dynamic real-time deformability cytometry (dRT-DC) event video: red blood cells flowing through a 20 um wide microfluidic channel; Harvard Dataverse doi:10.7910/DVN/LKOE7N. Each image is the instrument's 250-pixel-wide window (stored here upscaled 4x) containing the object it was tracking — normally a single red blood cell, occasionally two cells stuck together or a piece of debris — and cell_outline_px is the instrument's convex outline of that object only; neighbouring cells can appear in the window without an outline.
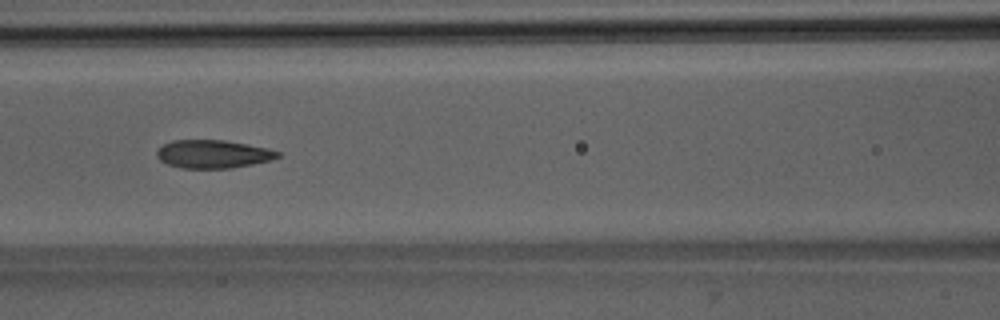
{"species": "Egyptian fruit bat (a non-hibernating species)", "species_latin": "Rousettus aegyptiacus", "temperature_condition": "room temperature", "stored_images_in_passage": 9, "camera_frame_rate_fps": 3000, "um_per_image_px": 0.085, "animal": {"sex": "male"}, "frame": {"image": 1, "passage_image": 6, "time_ms": 5.667, "image_size_px": [1000, 320], "cell_outline_px": [[280, 156], [272, 160], [232, 168], [180, 168], [168, 164], [160, 160], [156, 156], [156, 152], [164, 144], [172, 140], [224, 140], [248, 144], [268, 148], [280, 152]], "centroid_in_image_um": [18.12, 13.09], "position_along_channel_um": 148.5, "area_um2": 19.88}}